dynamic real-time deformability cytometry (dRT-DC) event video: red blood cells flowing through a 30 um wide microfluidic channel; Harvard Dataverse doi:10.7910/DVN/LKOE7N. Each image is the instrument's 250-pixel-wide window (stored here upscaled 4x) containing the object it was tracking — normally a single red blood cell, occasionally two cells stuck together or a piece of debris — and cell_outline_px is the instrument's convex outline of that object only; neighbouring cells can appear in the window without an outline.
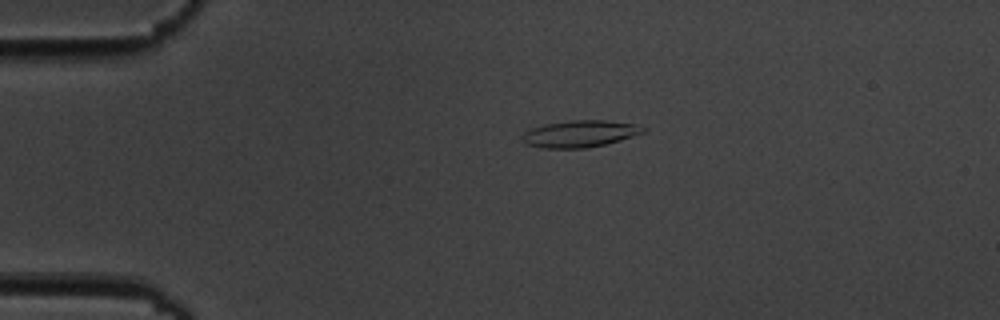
{"species": "common noctule bat (a hibernating species)", "species_latin": "Nyctalus noctula", "temperature_condition": "cold", "stored_images_in_passage": 10, "camera_frame_rate_fps": 3000, "um_per_image_px": 0.085, "animal": {"sex": "male", "body_mass_g": 19.5, "forearm_length_mm": 54.6}, "frame": {"image": 1, "passage_image": 4, "time_ms": 3.333, "image_size_px": [1000, 320], "cell_outline_px": [[648, 128], [644, 132], [620, 140], [588, 148], [540, 148], [524, 144], [520, 140], [520, 136], [524, 132], [532, 128], [544, 124], [568, 120], [604, 120], [636, 124]], "centroid_in_image_um": [49.23, 11.37], "position_along_channel_um": 35.8, "area_um2": 19.13}}
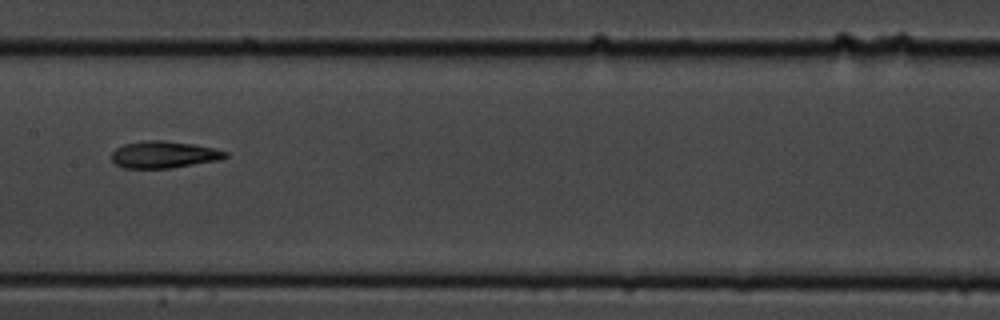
{"frame": {"image": 2, "passage_image": 9, "time_ms": 9.0, "image_size_px": [1000, 320], "cell_outline_px": [[228, 156], [224, 160], [172, 168], [124, 168], [116, 164], [112, 160], [112, 152], [116, 148], [124, 144], [144, 140], [164, 140], [192, 144], [212, 148], [228, 152]], "centroid_in_image_um": [13.97, 13.15], "position_along_channel_um": 193.4, "area_um2": 18.03}}
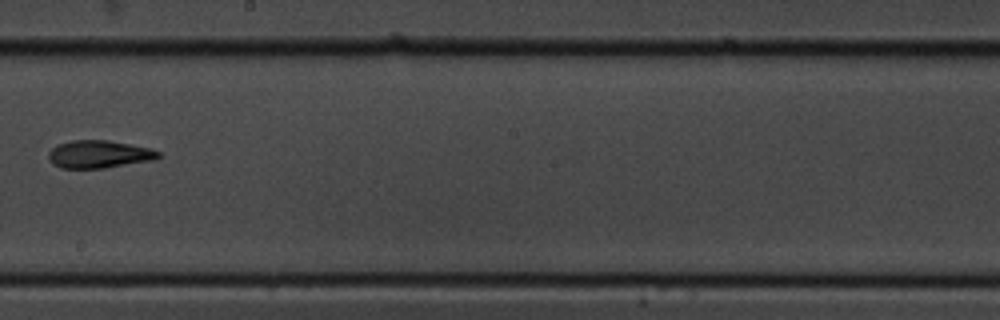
{"frame": {"image": 3, "passage_image": 10, "time_ms": 10.333, "image_size_px": [1000, 320], "cell_outline_px": [[160, 156], [156, 160], [104, 168], [60, 168], [52, 164], [48, 156], [48, 152], [56, 144], [72, 140], [108, 140], [152, 148], [160, 152]], "centroid_in_image_um": [8.42, 13.11], "position_along_channel_um": 239.8, "area_um2": 17.98}}